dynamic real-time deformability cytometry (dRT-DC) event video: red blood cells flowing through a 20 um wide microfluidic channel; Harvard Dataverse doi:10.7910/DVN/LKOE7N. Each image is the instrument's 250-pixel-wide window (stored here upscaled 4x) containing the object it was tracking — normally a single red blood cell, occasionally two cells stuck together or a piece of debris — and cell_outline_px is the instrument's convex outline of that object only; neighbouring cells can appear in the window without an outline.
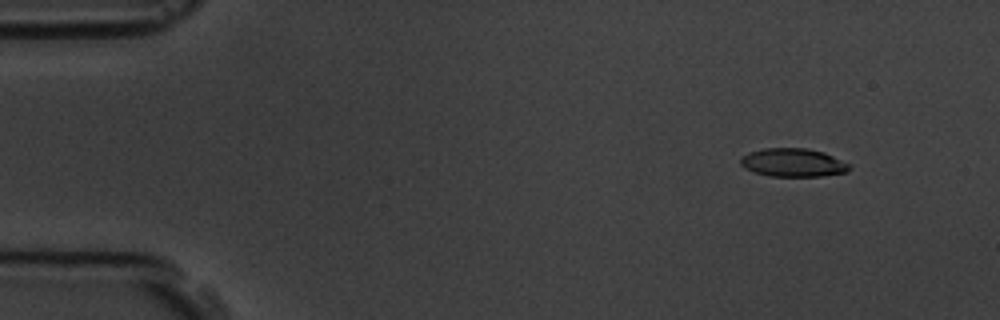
{"species": "common noctule bat (a hibernating species)", "species_latin": "Nyctalus noctula", "temperature_condition": "room temperature", "stored_images_in_passage": 6, "camera_frame_rate_fps": 3000, "um_per_image_px": 0.085, "animal": {"sex": "male", "body_mass_g": 19.5, "forearm_length_mm": 54.6}, "frame": {"image": 1, "passage_image": 2, "time_ms": 1.333, "image_size_px": [1000, 320], "cell_outline_px": [[852, 168], [848, 172], [820, 176], [768, 176], [744, 168], [740, 164], [740, 160], [748, 152], [764, 148], [804, 148], [824, 152], [852, 164]], "centroid_in_image_um": [67.46, 13.82], "position_along_channel_um": 17.5, "area_um2": 18.09}}
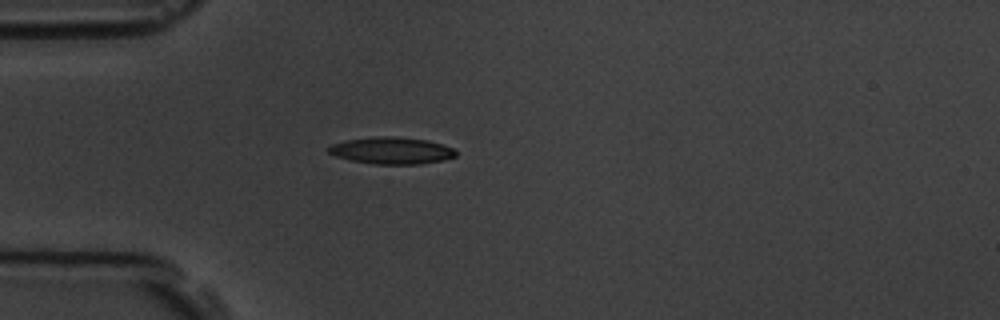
{"frame": {"image": 2, "passage_image": 5, "time_ms": 4.667, "image_size_px": [1000, 320], "cell_outline_px": [[456, 156], [444, 160], [420, 164], [376, 164], [352, 160], [336, 156], [328, 152], [328, 148], [332, 144], [344, 140], [376, 136], [392, 136], [428, 140], [444, 144], [452, 148], [456, 152]], "centroid_in_image_um": [33.3, 12.79], "position_along_channel_um": 51.7, "area_um2": 19.94}}